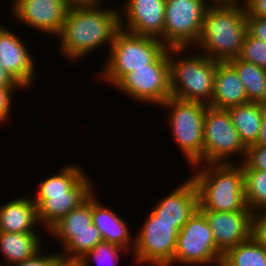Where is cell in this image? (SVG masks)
Returning a JSON list of instances; mask_svg holds the SVG:
<instances>
[{
  "label": "cell",
  "mask_w": 266,
  "mask_h": 266,
  "mask_svg": "<svg viewBox=\"0 0 266 266\" xmlns=\"http://www.w3.org/2000/svg\"><path fill=\"white\" fill-rule=\"evenodd\" d=\"M99 0L73 1L59 34L61 50L68 58L78 59L104 42L113 43L120 29V12L98 9Z\"/></svg>",
  "instance_id": "cell-1"
},
{
  "label": "cell",
  "mask_w": 266,
  "mask_h": 266,
  "mask_svg": "<svg viewBox=\"0 0 266 266\" xmlns=\"http://www.w3.org/2000/svg\"><path fill=\"white\" fill-rule=\"evenodd\" d=\"M247 33L244 5L239 7L238 2L210 4L197 45L205 49L206 57L217 62H228L239 56Z\"/></svg>",
  "instance_id": "cell-2"
},
{
  "label": "cell",
  "mask_w": 266,
  "mask_h": 266,
  "mask_svg": "<svg viewBox=\"0 0 266 266\" xmlns=\"http://www.w3.org/2000/svg\"><path fill=\"white\" fill-rule=\"evenodd\" d=\"M63 169L40 182L37 196L32 200L39 222L45 223L47 229L93 194L92 185L81 168L69 165Z\"/></svg>",
  "instance_id": "cell-3"
},
{
  "label": "cell",
  "mask_w": 266,
  "mask_h": 266,
  "mask_svg": "<svg viewBox=\"0 0 266 266\" xmlns=\"http://www.w3.org/2000/svg\"><path fill=\"white\" fill-rule=\"evenodd\" d=\"M231 164H208L191 178L197 188L199 210L252 211L245 201L243 167Z\"/></svg>",
  "instance_id": "cell-4"
},
{
  "label": "cell",
  "mask_w": 266,
  "mask_h": 266,
  "mask_svg": "<svg viewBox=\"0 0 266 266\" xmlns=\"http://www.w3.org/2000/svg\"><path fill=\"white\" fill-rule=\"evenodd\" d=\"M109 61L101 76L115 85L125 74L141 67H149L168 48L161 39L136 35L119 29L111 44Z\"/></svg>",
  "instance_id": "cell-5"
},
{
  "label": "cell",
  "mask_w": 266,
  "mask_h": 266,
  "mask_svg": "<svg viewBox=\"0 0 266 266\" xmlns=\"http://www.w3.org/2000/svg\"><path fill=\"white\" fill-rule=\"evenodd\" d=\"M170 56L169 54L171 97L202 103L206 99L209 104L213 94L217 61L203 54L177 61Z\"/></svg>",
  "instance_id": "cell-6"
},
{
  "label": "cell",
  "mask_w": 266,
  "mask_h": 266,
  "mask_svg": "<svg viewBox=\"0 0 266 266\" xmlns=\"http://www.w3.org/2000/svg\"><path fill=\"white\" fill-rule=\"evenodd\" d=\"M160 106L171 108L172 133L190 164L198 166L203 160L204 117L208 104L168 98Z\"/></svg>",
  "instance_id": "cell-7"
},
{
  "label": "cell",
  "mask_w": 266,
  "mask_h": 266,
  "mask_svg": "<svg viewBox=\"0 0 266 266\" xmlns=\"http://www.w3.org/2000/svg\"><path fill=\"white\" fill-rule=\"evenodd\" d=\"M182 50L168 48L149 67L137 68L125 74L115 86L139 102L157 103L160 106L171 97L169 52L175 54Z\"/></svg>",
  "instance_id": "cell-8"
},
{
  "label": "cell",
  "mask_w": 266,
  "mask_h": 266,
  "mask_svg": "<svg viewBox=\"0 0 266 266\" xmlns=\"http://www.w3.org/2000/svg\"><path fill=\"white\" fill-rule=\"evenodd\" d=\"M223 253L216 247L205 215L197 209L180 229L172 263L221 265Z\"/></svg>",
  "instance_id": "cell-9"
},
{
  "label": "cell",
  "mask_w": 266,
  "mask_h": 266,
  "mask_svg": "<svg viewBox=\"0 0 266 266\" xmlns=\"http://www.w3.org/2000/svg\"><path fill=\"white\" fill-rule=\"evenodd\" d=\"M209 6L205 0H166L163 44L167 48L186 49L188 44L197 43Z\"/></svg>",
  "instance_id": "cell-10"
},
{
  "label": "cell",
  "mask_w": 266,
  "mask_h": 266,
  "mask_svg": "<svg viewBox=\"0 0 266 266\" xmlns=\"http://www.w3.org/2000/svg\"><path fill=\"white\" fill-rule=\"evenodd\" d=\"M242 153L246 157L247 147L232 124L227 109L207 106L203 130V160L207 164H224L228 156Z\"/></svg>",
  "instance_id": "cell-11"
},
{
  "label": "cell",
  "mask_w": 266,
  "mask_h": 266,
  "mask_svg": "<svg viewBox=\"0 0 266 266\" xmlns=\"http://www.w3.org/2000/svg\"><path fill=\"white\" fill-rule=\"evenodd\" d=\"M146 220L132 244L137 262L171 266L180 230L171 222L158 221L151 213Z\"/></svg>",
  "instance_id": "cell-12"
},
{
  "label": "cell",
  "mask_w": 266,
  "mask_h": 266,
  "mask_svg": "<svg viewBox=\"0 0 266 266\" xmlns=\"http://www.w3.org/2000/svg\"><path fill=\"white\" fill-rule=\"evenodd\" d=\"M13 13L20 21L59 36L68 8L74 0H14Z\"/></svg>",
  "instance_id": "cell-13"
},
{
  "label": "cell",
  "mask_w": 266,
  "mask_h": 266,
  "mask_svg": "<svg viewBox=\"0 0 266 266\" xmlns=\"http://www.w3.org/2000/svg\"><path fill=\"white\" fill-rule=\"evenodd\" d=\"M200 211L209 223L216 247L223 254L230 248L252 238L253 211Z\"/></svg>",
  "instance_id": "cell-14"
},
{
  "label": "cell",
  "mask_w": 266,
  "mask_h": 266,
  "mask_svg": "<svg viewBox=\"0 0 266 266\" xmlns=\"http://www.w3.org/2000/svg\"><path fill=\"white\" fill-rule=\"evenodd\" d=\"M166 0H127L125 13L127 21L124 27L120 13V28L125 31L148 37L161 38L164 33Z\"/></svg>",
  "instance_id": "cell-15"
},
{
  "label": "cell",
  "mask_w": 266,
  "mask_h": 266,
  "mask_svg": "<svg viewBox=\"0 0 266 266\" xmlns=\"http://www.w3.org/2000/svg\"><path fill=\"white\" fill-rule=\"evenodd\" d=\"M20 38L0 26V64L21 86L27 87L35 75L34 63Z\"/></svg>",
  "instance_id": "cell-16"
},
{
  "label": "cell",
  "mask_w": 266,
  "mask_h": 266,
  "mask_svg": "<svg viewBox=\"0 0 266 266\" xmlns=\"http://www.w3.org/2000/svg\"><path fill=\"white\" fill-rule=\"evenodd\" d=\"M197 209V188L190 178L162 199L150 213L158 218V221L171 222L180 230Z\"/></svg>",
  "instance_id": "cell-17"
},
{
  "label": "cell",
  "mask_w": 266,
  "mask_h": 266,
  "mask_svg": "<svg viewBox=\"0 0 266 266\" xmlns=\"http://www.w3.org/2000/svg\"><path fill=\"white\" fill-rule=\"evenodd\" d=\"M250 102L236 70L228 62H217L214 87L208 106L227 109Z\"/></svg>",
  "instance_id": "cell-18"
},
{
  "label": "cell",
  "mask_w": 266,
  "mask_h": 266,
  "mask_svg": "<svg viewBox=\"0 0 266 266\" xmlns=\"http://www.w3.org/2000/svg\"><path fill=\"white\" fill-rule=\"evenodd\" d=\"M37 222V207L32 199L18 198L0 207V232L36 233L32 227Z\"/></svg>",
  "instance_id": "cell-19"
},
{
  "label": "cell",
  "mask_w": 266,
  "mask_h": 266,
  "mask_svg": "<svg viewBox=\"0 0 266 266\" xmlns=\"http://www.w3.org/2000/svg\"><path fill=\"white\" fill-rule=\"evenodd\" d=\"M92 223L99 230L103 242L117 245L125 250L129 248L131 244L129 241L132 239H130L126 222L109 207L99 204L94 193L92 194Z\"/></svg>",
  "instance_id": "cell-20"
},
{
  "label": "cell",
  "mask_w": 266,
  "mask_h": 266,
  "mask_svg": "<svg viewBox=\"0 0 266 266\" xmlns=\"http://www.w3.org/2000/svg\"><path fill=\"white\" fill-rule=\"evenodd\" d=\"M265 103L248 102L227 108L232 124L246 147L255 144L262 121Z\"/></svg>",
  "instance_id": "cell-21"
},
{
  "label": "cell",
  "mask_w": 266,
  "mask_h": 266,
  "mask_svg": "<svg viewBox=\"0 0 266 266\" xmlns=\"http://www.w3.org/2000/svg\"><path fill=\"white\" fill-rule=\"evenodd\" d=\"M36 233L0 232V251L11 264L21 263L41 251V240Z\"/></svg>",
  "instance_id": "cell-22"
},
{
  "label": "cell",
  "mask_w": 266,
  "mask_h": 266,
  "mask_svg": "<svg viewBox=\"0 0 266 266\" xmlns=\"http://www.w3.org/2000/svg\"><path fill=\"white\" fill-rule=\"evenodd\" d=\"M92 223V195L78 208L71 210L67 215L59 219L48 230L51 235L61 239L66 245L75 233L89 229Z\"/></svg>",
  "instance_id": "cell-23"
},
{
  "label": "cell",
  "mask_w": 266,
  "mask_h": 266,
  "mask_svg": "<svg viewBox=\"0 0 266 266\" xmlns=\"http://www.w3.org/2000/svg\"><path fill=\"white\" fill-rule=\"evenodd\" d=\"M228 63L236 70L248 100L266 104V69L238 57L229 60Z\"/></svg>",
  "instance_id": "cell-24"
},
{
  "label": "cell",
  "mask_w": 266,
  "mask_h": 266,
  "mask_svg": "<svg viewBox=\"0 0 266 266\" xmlns=\"http://www.w3.org/2000/svg\"><path fill=\"white\" fill-rule=\"evenodd\" d=\"M220 266H266V248L250 238L227 250Z\"/></svg>",
  "instance_id": "cell-25"
},
{
  "label": "cell",
  "mask_w": 266,
  "mask_h": 266,
  "mask_svg": "<svg viewBox=\"0 0 266 266\" xmlns=\"http://www.w3.org/2000/svg\"><path fill=\"white\" fill-rule=\"evenodd\" d=\"M103 239L97 227L91 223L89 229L75 233V236L64 245L65 253L59 257L66 260L80 261L97 244L102 243ZM69 253V254H68Z\"/></svg>",
  "instance_id": "cell-26"
},
{
  "label": "cell",
  "mask_w": 266,
  "mask_h": 266,
  "mask_svg": "<svg viewBox=\"0 0 266 266\" xmlns=\"http://www.w3.org/2000/svg\"><path fill=\"white\" fill-rule=\"evenodd\" d=\"M245 201L253 212L266 209V171L243 170Z\"/></svg>",
  "instance_id": "cell-27"
},
{
  "label": "cell",
  "mask_w": 266,
  "mask_h": 266,
  "mask_svg": "<svg viewBox=\"0 0 266 266\" xmlns=\"http://www.w3.org/2000/svg\"><path fill=\"white\" fill-rule=\"evenodd\" d=\"M238 58L266 69V43L247 33Z\"/></svg>",
  "instance_id": "cell-28"
},
{
  "label": "cell",
  "mask_w": 266,
  "mask_h": 266,
  "mask_svg": "<svg viewBox=\"0 0 266 266\" xmlns=\"http://www.w3.org/2000/svg\"><path fill=\"white\" fill-rule=\"evenodd\" d=\"M120 250L125 251V249L108 242L99 243L79 261V264L80 266H88V263L94 258L99 265L106 263V266H116L111 262L114 261L115 257L117 258Z\"/></svg>",
  "instance_id": "cell-29"
},
{
  "label": "cell",
  "mask_w": 266,
  "mask_h": 266,
  "mask_svg": "<svg viewBox=\"0 0 266 266\" xmlns=\"http://www.w3.org/2000/svg\"><path fill=\"white\" fill-rule=\"evenodd\" d=\"M243 170L266 171V146L252 144L247 147L246 157L242 162Z\"/></svg>",
  "instance_id": "cell-30"
},
{
  "label": "cell",
  "mask_w": 266,
  "mask_h": 266,
  "mask_svg": "<svg viewBox=\"0 0 266 266\" xmlns=\"http://www.w3.org/2000/svg\"><path fill=\"white\" fill-rule=\"evenodd\" d=\"M261 211L256 210L253 212L252 238L266 248V209H261ZM257 212H259V215Z\"/></svg>",
  "instance_id": "cell-31"
},
{
  "label": "cell",
  "mask_w": 266,
  "mask_h": 266,
  "mask_svg": "<svg viewBox=\"0 0 266 266\" xmlns=\"http://www.w3.org/2000/svg\"><path fill=\"white\" fill-rule=\"evenodd\" d=\"M248 33L266 43V17L246 16Z\"/></svg>",
  "instance_id": "cell-32"
},
{
  "label": "cell",
  "mask_w": 266,
  "mask_h": 266,
  "mask_svg": "<svg viewBox=\"0 0 266 266\" xmlns=\"http://www.w3.org/2000/svg\"><path fill=\"white\" fill-rule=\"evenodd\" d=\"M18 87H0V122L8 120L11 106V92Z\"/></svg>",
  "instance_id": "cell-33"
},
{
  "label": "cell",
  "mask_w": 266,
  "mask_h": 266,
  "mask_svg": "<svg viewBox=\"0 0 266 266\" xmlns=\"http://www.w3.org/2000/svg\"><path fill=\"white\" fill-rule=\"evenodd\" d=\"M41 253L42 252L39 251L32 258L14 264V266H51V264L59 257V254L43 256Z\"/></svg>",
  "instance_id": "cell-34"
},
{
  "label": "cell",
  "mask_w": 266,
  "mask_h": 266,
  "mask_svg": "<svg viewBox=\"0 0 266 266\" xmlns=\"http://www.w3.org/2000/svg\"><path fill=\"white\" fill-rule=\"evenodd\" d=\"M246 16L266 17V0H245Z\"/></svg>",
  "instance_id": "cell-35"
},
{
  "label": "cell",
  "mask_w": 266,
  "mask_h": 266,
  "mask_svg": "<svg viewBox=\"0 0 266 266\" xmlns=\"http://www.w3.org/2000/svg\"><path fill=\"white\" fill-rule=\"evenodd\" d=\"M0 87H19L22 88L12 76L3 69L0 64Z\"/></svg>",
  "instance_id": "cell-36"
},
{
  "label": "cell",
  "mask_w": 266,
  "mask_h": 266,
  "mask_svg": "<svg viewBox=\"0 0 266 266\" xmlns=\"http://www.w3.org/2000/svg\"><path fill=\"white\" fill-rule=\"evenodd\" d=\"M255 145L266 146V105L264 107L259 135Z\"/></svg>",
  "instance_id": "cell-37"
},
{
  "label": "cell",
  "mask_w": 266,
  "mask_h": 266,
  "mask_svg": "<svg viewBox=\"0 0 266 266\" xmlns=\"http://www.w3.org/2000/svg\"><path fill=\"white\" fill-rule=\"evenodd\" d=\"M51 266H80L78 261L66 260L58 257Z\"/></svg>",
  "instance_id": "cell-38"
},
{
  "label": "cell",
  "mask_w": 266,
  "mask_h": 266,
  "mask_svg": "<svg viewBox=\"0 0 266 266\" xmlns=\"http://www.w3.org/2000/svg\"><path fill=\"white\" fill-rule=\"evenodd\" d=\"M237 2V0H213V4H232Z\"/></svg>",
  "instance_id": "cell-39"
}]
</instances>
